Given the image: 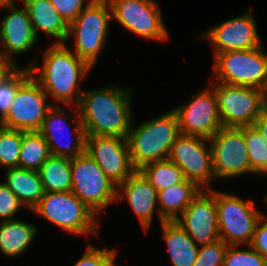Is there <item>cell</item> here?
Returning a JSON list of instances; mask_svg holds the SVG:
<instances>
[{"mask_svg": "<svg viewBox=\"0 0 267 266\" xmlns=\"http://www.w3.org/2000/svg\"><path fill=\"white\" fill-rule=\"evenodd\" d=\"M132 92L115 85L84 90L77 107L85 135L127 138L133 122Z\"/></svg>", "mask_w": 267, "mask_h": 266, "instance_id": "obj_1", "label": "cell"}, {"mask_svg": "<svg viewBox=\"0 0 267 266\" xmlns=\"http://www.w3.org/2000/svg\"><path fill=\"white\" fill-rule=\"evenodd\" d=\"M43 56V64L40 68L34 65L35 63L27 66L32 77L54 102L56 100L70 107L72 104L78 106L84 91L78 84L88 76L92 67L72 52L65 43L54 41L44 51ZM35 72H39L38 75L35 76Z\"/></svg>", "mask_w": 267, "mask_h": 266, "instance_id": "obj_2", "label": "cell"}, {"mask_svg": "<svg viewBox=\"0 0 267 266\" xmlns=\"http://www.w3.org/2000/svg\"><path fill=\"white\" fill-rule=\"evenodd\" d=\"M180 135L179 124L173 110L134 126L127 135L129 153L133 166L168 159L171 147Z\"/></svg>", "mask_w": 267, "mask_h": 266, "instance_id": "obj_3", "label": "cell"}, {"mask_svg": "<svg viewBox=\"0 0 267 266\" xmlns=\"http://www.w3.org/2000/svg\"><path fill=\"white\" fill-rule=\"evenodd\" d=\"M111 8L107 0H92L69 24L67 41L75 38V54L91 67L106 45Z\"/></svg>", "mask_w": 267, "mask_h": 266, "instance_id": "obj_4", "label": "cell"}, {"mask_svg": "<svg viewBox=\"0 0 267 266\" xmlns=\"http://www.w3.org/2000/svg\"><path fill=\"white\" fill-rule=\"evenodd\" d=\"M32 212L75 236L98 233L99 219L70 192H44Z\"/></svg>", "mask_w": 267, "mask_h": 266, "instance_id": "obj_5", "label": "cell"}, {"mask_svg": "<svg viewBox=\"0 0 267 266\" xmlns=\"http://www.w3.org/2000/svg\"><path fill=\"white\" fill-rule=\"evenodd\" d=\"M213 82L267 89V53L264 47L232 50L214 57ZM214 79V80H213Z\"/></svg>", "mask_w": 267, "mask_h": 266, "instance_id": "obj_6", "label": "cell"}, {"mask_svg": "<svg viewBox=\"0 0 267 266\" xmlns=\"http://www.w3.org/2000/svg\"><path fill=\"white\" fill-rule=\"evenodd\" d=\"M71 192L94 214L117 202V185L85 151L71 158Z\"/></svg>", "mask_w": 267, "mask_h": 266, "instance_id": "obj_7", "label": "cell"}, {"mask_svg": "<svg viewBox=\"0 0 267 266\" xmlns=\"http://www.w3.org/2000/svg\"><path fill=\"white\" fill-rule=\"evenodd\" d=\"M220 240L228 245H249L263 213L254 207V200L215 190Z\"/></svg>", "mask_w": 267, "mask_h": 266, "instance_id": "obj_8", "label": "cell"}, {"mask_svg": "<svg viewBox=\"0 0 267 266\" xmlns=\"http://www.w3.org/2000/svg\"><path fill=\"white\" fill-rule=\"evenodd\" d=\"M217 96L220 120L223 127H243L254 124L267 106L262 89L211 82Z\"/></svg>", "mask_w": 267, "mask_h": 266, "instance_id": "obj_9", "label": "cell"}, {"mask_svg": "<svg viewBox=\"0 0 267 266\" xmlns=\"http://www.w3.org/2000/svg\"><path fill=\"white\" fill-rule=\"evenodd\" d=\"M32 75L17 89L7 114L0 120L6 128L23 131H39L47 111L56 105Z\"/></svg>", "mask_w": 267, "mask_h": 266, "instance_id": "obj_10", "label": "cell"}, {"mask_svg": "<svg viewBox=\"0 0 267 266\" xmlns=\"http://www.w3.org/2000/svg\"><path fill=\"white\" fill-rule=\"evenodd\" d=\"M212 166L216 179L252 174L243 137V127H221L210 139Z\"/></svg>", "mask_w": 267, "mask_h": 266, "instance_id": "obj_11", "label": "cell"}, {"mask_svg": "<svg viewBox=\"0 0 267 266\" xmlns=\"http://www.w3.org/2000/svg\"><path fill=\"white\" fill-rule=\"evenodd\" d=\"M112 19L145 39L164 41L168 31L163 24L160 6L154 0H107Z\"/></svg>", "mask_w": 267, "mask_h": 266, "instance_id": "obj_12", "label": "cell"}, {"mask_svg": "<svg viewBox=\"0 0 267 266\" xmlns=\"http://www.w3.org/2000/svg\"><path fill=\"white\" fill-rule=\"evenodd\" d=\"M172 110L177 116L180 134L209 140L223 127L212 87L200 90L191 100Z\"/></svg>", "mask_w": 267, "mask_h": 266, "instance_id": "obj_13", "label": "cell"}, {"mask_svg": "<svg viewBox=\"0 0 267 266\" xmlns=\"http://www.w3.org/2000/svg\"><path fill=\"white\" fill-rule=\"evenodd\" d=\"M207 142L209 140L205 138L180 134L168 157L182 170L186 180L196 183L201 189H211L210 183L215 178L212 151Z\"/></svg>", "mask_w": 267, "mask_h": 266, "instance_id": "obj_14", "label": "cell"}, {"mask_svg": "<svg viewBox=\"0 0 267 266\" xmlns=\"http://www.w3.org/2000/svg\"><path fill=\"white\" fill-rule=\"evenodd\" d=\"M85 152L117 186L137 170L131 161L127 138L85 135Z\"/></svg>", "mask_w": 267, "mask_h": 266, "instance_id": "obj_15", "label": "cell"}, {"mask_svg": "<svg viewBox=\"0 0 267 266\" xmlns=\"http://www.w3.org/2000/svg\"><path fill=\"white\" fill-rule=\"evenodd\" d=\"M204 190L200 191L175 220L198 246L220 240L215 191L213 188Z\"/></svg>", "mask_w": 267, "mask_h": 266, "instance_id": "obj_16", "label": "cell"}, {"mask_svg": "<svg viewBox=\"0 0 267 266\" xmlns=\"http://www.w3.org/2000/svg\"><path fill=\"white\" fill-rule=\"evenodd\" d=\"M252 14L251 9L201 34L202 39H209L214 57L226 51L256 49L262 46Z\"/></svg>", "mask_w": 267, "mask_h": 266, "instance_id": "obj_17", "label": "cell"}, {"mask_svg": "<svg viewBox=\"0 0 267 266\" xmlns=\"http://www.w3.org/2000/svg\"><path fill=\"white\" fill-rule=\"evenodd\" d=\"M77 112H79L78 107H76L75 112H73L75 114L73 122L76 124L75 128H73V133L76 136L74 140V138H65V136H67L65 135L67 132L66 130H69L67 127L69 128L70 126V124L68 125V123H66L68 115L65 114V111L57 107V105H53L47 111L46 117L38 132L45 138L51 155L71 159L85 151V132L81 123L80 114H77ZM68 138V142L64 141L68 140Z\"/></svg>", "mask_w": 267, "mask_h": 266, "instance_id": "obj_18", "label": "cell"}, {"mask_svg": "<svg viewBox=\"0 0 267 266\" xmlns=\"http://www.w3.org/2000/svg\"><path fill=\"white\" fill-rule=\"evenodd\" d=\"M4 8L9 13L1 20L0 40L4 49L0 50V54L15 60L14 54H24L32 49L36 44L37 37L25 6L18 8L12 0Z\"/></svg>", "mask_w": 267, "mask_h": 266, "instance_id": "obj_19", "label": "cell"}, {"mask_svg": "<svg viewBox=\"0 0 267 266\" xmlns=\"http://www.w3.org/2000/svg\"><path fill=\"white\" fill-rule=\"evenodd\" d=\"M120 191H123V193ZM122 197L128 200L142 228L147 233L153 221L155 208L159 216V208L156 206L158 205V191L139 170H136L117 186V202L123 199Z\"/></svg>", "mask_w": 267, "mask_h": 266, "instance_id": "obj_20", "label": "cell"}, {"mask_svg": "<svg viewBox=\"0 0 267 266\" xmlns=\"http://www.w3.org/2000/svg\"><path fill=\"white\" fill-rule=\"evenodd\" d=\"M26 7L33 31L38 37V30L56 38V43H65L69 24L64 21L49 0H22Z\"/></svg>", "mask_w": 267, "mask_h": 266, "instance_id": "obj_21", "label": "cell"}, {"mask_svg": "<svg viewBox=\"0 0 267 266\" xmlns=\"http://www.w3.org/2000/svg\"><path fill=\"white\" fill-rule=\"evenodd\" d=\"M202 189L194 182L184 179L158 192L159 221H175ZM180 213V214H179Z\"/></svg>", "mask_w": 267, "mask_h": 266, "instance_id": "obj_22", "label": "cell"}, {"mask_svg": "<svg viewBox=\"0 0 267 266\" xmlns=\"http://www.w3.org/2000/svg\"><path fill=\"white\" fill-rule=\"evenodd\" d=\"M160 224L173 266H193L199 246L176 221H163Z\"/></svg>", "mask_w": 267, "mask_h": 266, "instance_id": "obj_23", "label": "cell"}, {"mask_svg": "<svg viewBox=\"0 0 267 266\" xmlns=\"http://www.w3.org/2000/svg\"><path fill=\"white\" fill-rule=\"evenodd\" d=\"M5 170L4 183L18 197L24 207L32 210L44 194L39 172L19 167Z\"/></svg>", "mask_w": 267, "mask_h": 266, "instance_id": "obj_24", "label": "cell"}, {"mask_svg": "<svg viewBox=\"0 0 267 266\" xmlns=\"http://www.w3.org/2000/svg\"><path fill=\"white\" fill-rule=\"evenodd\" d=\"M38 228L15 219L0 221V250L7 257L14 258L25 253L37 234Z\"/></svg>", "mask_w": 267, "mask_h": 266, "instance_id": "obj_25", "label": "cell"}, {"mask_svg": "<svg viewBox=\"0 0 267 266\" xmlns=\"http://www.w3.org/2000/svg\"><path fill=\"white\" fill-rule=\"evenodd\" d=\"M44 192H70L72 187L71 159L49 156L39 169Z\"/></svg>", "mask_w": 267, "mask_h": 266, "instance_id": "obj_26", "label": "cell"}, {"mask_svg": "<svg viewBox=\"0 0 267 266\" xmlns=\"http://www.w3.org/2000/svg\"><path fill=\"white\" fill-rule=\"evenodd\" d=\"M51 156L45 138L38 132H24L18 167L39 171L45 160Z\"/></svg>", "mask_w": 267, "mask_h": 266, "instance_id": "obj_27", "label": "cell"}, {"mask_svg": "<svg viewBox=\"0 0 267 266\" xmlns=\"http://www.w3.org/2000/svg\"><path fill=\"white\" fill-rule=\"evenodd\" d=\"M138 170L158 192L185 179L182 170L169 159L147 163Z\"/></svg>", "mask_w": 267, "mask_h": 266, "instance_id": "obj_28", "label": "cell"}, {"mask_svg": "<svg viewBox=\"0 0 267 266\" xmlns=\"http://www.w3.org/2000/svg\"><path fill=\"white\" fill-rule=\"evenodd\" d=\"M243 137L247 147L253 174L267 177V143L253 126H243Z\"/></svg>", "mask_w": 267, "mask_h": 266, "instance_id": "obj_29", "label": "cell"}, {"mask_svg": "<svg viewBox=\"0 0 267 266\" xmlns=\"http://www.w3.org/2000/svg\"><path fill=\"white\" fill-rule=\"evenodd\" d=\"M23 133L0 125V167H18Z\"/></svg>", "mask_w": 267, "mask_h": 266, "instance_id": "obj_30", "label": "cell"}, {"mask_svg": "<svg viewBox=\"0 0 267 266\" xmlns=\"http://www.w3.org/2000/svg\"><path fill=\"white\" fill-rule=\"evenodd\" d=\"M247 250L238 249L239 245H229L223 261V266H267V261L250 245Z\"/></svg>", "mask_w": 267, "mask_h": 266, "instance_id": "obj_31", "label": "cell"}, {"mask_svg": "<svg viewBox=\"0 0 267 266\" xmlns=\"http://www.w3.org/2000/svg\"><path fill=\"white\" fill-rule=\"evenodd\" d=\"M31 76L29 67L20 69L10 80L0 85V120L7 114L17 89Z\"/></svg>", "mask_w": 267, "mask_h": 266, "instance_id": "obj_32", "label": "cell"}, {"mask_svg": "<svg viewBox=\"0 0 267 266\" xmlns=\"http://www.w3.org/2000/svg\"><path fill=\"white\" fill-rule=\"evenodd\" d=\"M228 246L222 240L199 246L198 256L193 266H223Z\"/></svg>", "mask_w": 267, "mask_h": 266, "instance_id": "obj_33", "label": "cell"}, {"mask_svg": "<svg viewBox=\"0 0 267 266\" xmlns=\"http://www.w3.org/2000/svg\"><path fill=\"white\" fill-rule=\"evenodd\" d=\"M116 250L99 249L91 245L73 266H116Z\"/></svg>", "mask_w": 267, "mask_h": 266, "instance_id": "obj_34", "label": "cell"}, {"mask_svg": "<svg viewBox=\"0 0 267 266\" xmlns=\"http://www.w3.org/2000/svg\"><path fill=\"white\" fill-rule=\"evenodd\" d=\"M24 205L18 197L3 182H0V219L1 221L15 220V214Z\"/></svg>", "mask_w": 267, "mask_h": 266, "instance_id": "obj_35", "label": "cell"}, {"mask_svg": "<svg viewBox=\"0 0 267 266\" xmlns=\"http://www.w3.org/2000/svg\"><path fill=\"white\" fill-rule=\"evenodd\" d=\"M61 17L70 24L92 0L84 6L85 0H49Z\"/></svg>", "mask_w": 267, "mask_h": 266, "instance_id": "obj_36", "label": "cell"}, {"mask_svg": "<svg viewBox=\"0 0 267 266\" xmlns=\"http://www.w3.org/2000/svg\"><path fill=\"white\" fill-rule=\"evenodd\" d=\"M267 261V217L262 215L258 221L252 240L249 244Z\"/></svg>", "mask_w": 267, "mask_h": 266, "instance_id": "obj_37", "label": "cell"}, {"mask_svg": "<svg viewBox=\"0 0 267 266\" xmlns=\"http://www.w3.org/2000/svg\"><path fill=\"white\" fill-rule=\"evenodd\" d=\"M16 61L0 54V85L10 80L21 68Z\"/></svg>", "mask_w": 267, "mask_h": 266, "instance_id": "obj_38", "label": "cell"}, {"mask_svg": "<svg viewBox=\"0 0 267 266\" xmlns=\"http://www.w3.org/2000/svg\"><path fill=\"white\" fill-rule=\"evenodd\" d=\"M253 126L259 131V133L263 136L265 142L267 143V106L256 118Z\"/></svg>", "mask_w": 267, "mask_h": 266, "instance_id": "obj_39", "label": "cell"}, {"mask_svg": "<svg viewBox=\"0 0 267 266\" xmlns=\"http://www.w3.org/2000/svg\"><path fill=\"white\" fill-rule=\"evenodd\" d=\"M12 0H0V9L3 8L6 4H9Z\"/></svg>", "mask_w": 267, "mask_h": 266, "instance_id": "obj_40", "label": "cell"}, {"mask_svg": "<svg viewBox=\"0 0 267 266\" xmlns=\"http://www.w3.org/2000/svg\"><path fill=\"white\" fill-rule=\"evenodd\" d=\"M265 195L266 196H264V200H265V203L267 204V193Z\"/></svg>", "mask_w": 267, "mask_h": 266, "instance_id": "obj_41", "label": "cell"}, {"mask_svg": "<svg viewBox=\"0 0 267 266\" xmlns=\"http://www.w3.org/2000/svg\"><path fill=\"white\" fill-rule=\"evenodd\" d=\"M265 94H266V102H267V89H266V91H265Z\"/></svg>", "mask_w": 267, "mask_h": 266, "instance_id": "obj_42", "label": "cell"}]
</instances>
